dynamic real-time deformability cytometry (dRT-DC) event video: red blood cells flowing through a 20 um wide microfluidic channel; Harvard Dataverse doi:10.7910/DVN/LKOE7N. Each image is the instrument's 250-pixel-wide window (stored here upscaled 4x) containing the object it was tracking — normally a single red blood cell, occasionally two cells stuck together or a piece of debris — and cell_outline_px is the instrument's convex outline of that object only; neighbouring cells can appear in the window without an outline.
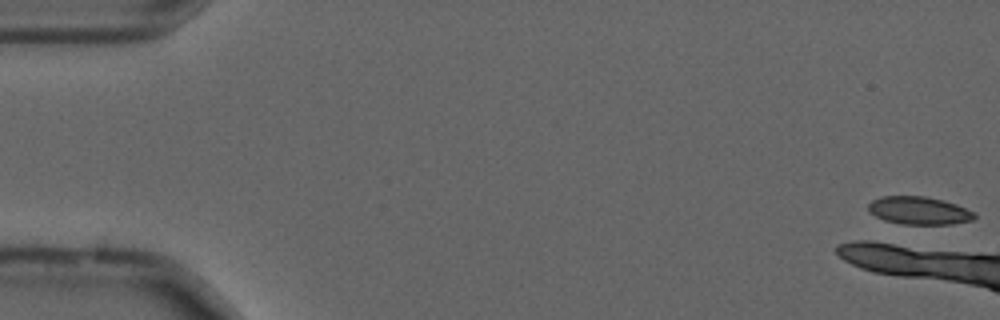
{"species": "common noctule bat (a hibernating species)", "species_latin": "Nyctalus noctula", "temperature_condition": "cold", "stored_images_in_passage": 4, "camera_frame_rate_fps": 3000, "um_per_image_px": 0.085, "animal": {"sex": "male", "forearm_length_mm": 52.5}, "frame": {"image": 1, "passage_image": 1, "time_ms": 0.0, "image_size_px": [1000, 320], "cell_outline_px": [[976, 216], [972, 220], [952, 224], [900, 224], [884, 220], [868, 212], [868, 204], [872, 200], [880, 196], [924, 196], [944, 200], [956, 204], [976, 212]], "centroid_in_image_um": [78.11, 17.89], "position_along_channel_um": 6.9, "area_um2": 17.4}}